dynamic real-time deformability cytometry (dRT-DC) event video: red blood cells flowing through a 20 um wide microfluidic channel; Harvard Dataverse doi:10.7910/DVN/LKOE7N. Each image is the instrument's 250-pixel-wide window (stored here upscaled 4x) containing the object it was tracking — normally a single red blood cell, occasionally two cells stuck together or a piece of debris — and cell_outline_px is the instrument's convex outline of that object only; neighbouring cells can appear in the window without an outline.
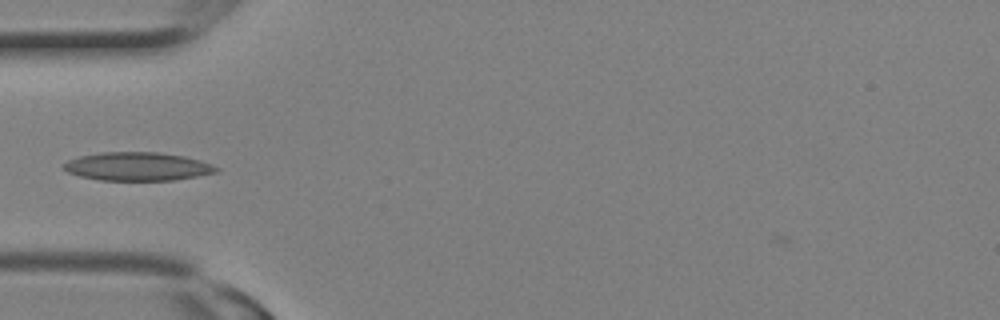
{"species": "Egyptian fruit bat (a non-hibernating species)", "species_latin": "Rousettus aegyptiacus", "temperature_condition": "room temperature", "stored_images_in_passage": 3, "camera_frame_rate_fps": 3000, "um_per_image_px": 0.085, "animal": {"sex": "female"}, "frame": {"image": 1, "passage_image": 3, "time_ms": 0.667, "image_size_px": [1000, 320], "cell_outline_px": [[220, 172], [172, 180], [100, 180], [80, 176], [68, 172], [64, 168], [64, 164], [68, 160], [80, 156], [100, 152], [156, 152], [184, 156], [200, 160], [212, 164], [220, 168]], "centroid_in_image_um": [11.72, 14.14], "position_along_channel_um": 73.3, "area_um2": 25.2}}